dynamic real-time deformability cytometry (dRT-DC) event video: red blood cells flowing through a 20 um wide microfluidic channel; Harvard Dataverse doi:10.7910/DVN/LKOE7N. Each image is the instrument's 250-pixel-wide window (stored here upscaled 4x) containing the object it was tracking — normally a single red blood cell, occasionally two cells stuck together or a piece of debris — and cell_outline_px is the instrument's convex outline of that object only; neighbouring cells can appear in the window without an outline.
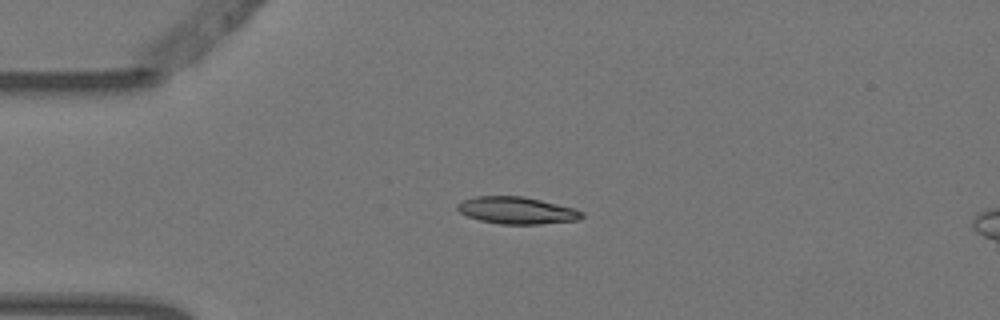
{"species": "Egyptian fruit bat (a non-hibernating species)", "species_latin": "Rousettus aegyptiacus", "temperature_condition": "warm", "stored_images_in_passage": 3, "camera_frame_rate_fps": 3000, "um_per_image_px": 0.085, "animal": {"sex": "female"}, "frame": {"image": 1, "passage_image": 1, "time_ms": 0.0, "image_size_px": [1000, 320], "cell_outline_px": [[584, 216], [580, 220], [540, 224], [500, 224], [480, 220], [468, 216], [460, 212], [456, 208], [456, 204], [464, 200], [476, 196], [524, 196], [572, 208], [584, 212]], "centroid_in_image_um": [43.93, 17.89], "position_along_channel_um": 41.1, "area_um2": 19.54}}